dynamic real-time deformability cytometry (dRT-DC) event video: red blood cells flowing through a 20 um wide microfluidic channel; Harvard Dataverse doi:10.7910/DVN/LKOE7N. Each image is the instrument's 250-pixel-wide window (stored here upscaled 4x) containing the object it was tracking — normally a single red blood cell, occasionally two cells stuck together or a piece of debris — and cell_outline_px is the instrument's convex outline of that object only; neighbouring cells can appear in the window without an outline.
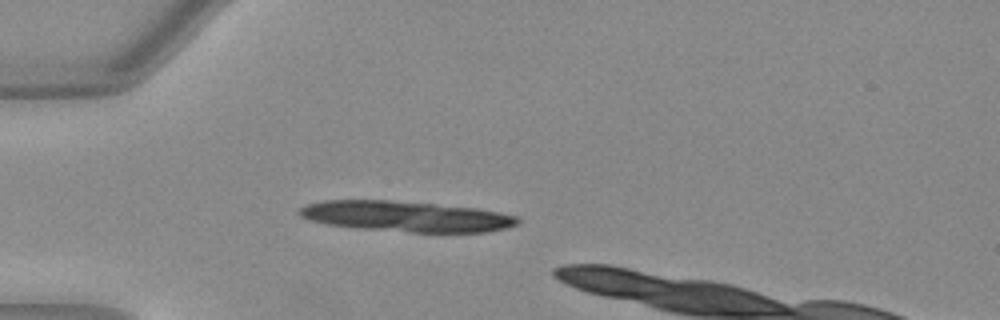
{"species": "Egyptian fruit bat (a non-hibernating species)", "species_latin": "Rousettus aegyptiacus", "temperature_condition": "warm", "stored_images_in_passage": 10, "segment_of_instrument_passage": [1, 2], "camera_frame_rate_fps": 3000, "um_per_image_px": 0.085, "animal": {"sex": "female"}, "frame": {"image": 1, "passage_image": 1, "time_ms": 0.0, "image_size_px": [1000, 320], "cell_outline_px": [[520, 224], [504, 228], [484, 232], [412, 232], [364, 228], [328, 224], [312, 220], [300, 216], [296, 212], [304, 204], [324, 200], [388, 200], [436, 204], [476, 208], [516, 216], [520, 220]], "centroid_in_image_um": [34.5, 18.38], "position_along_channel_um": 50.5, "area_um2": 38.49}}